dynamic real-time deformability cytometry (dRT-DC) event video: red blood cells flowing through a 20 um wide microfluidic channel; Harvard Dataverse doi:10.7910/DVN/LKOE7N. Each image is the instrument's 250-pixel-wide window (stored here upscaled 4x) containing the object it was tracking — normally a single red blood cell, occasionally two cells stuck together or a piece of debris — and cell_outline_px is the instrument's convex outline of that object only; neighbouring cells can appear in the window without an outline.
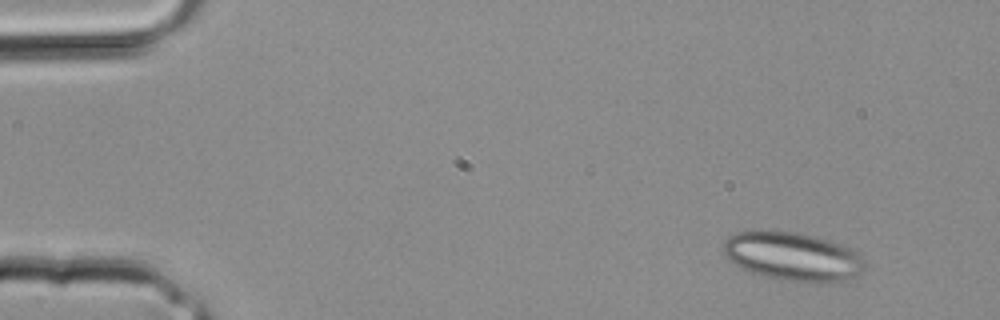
{"species": "common noctule bat (a hibernating species)", "species_latin": "Nyctalus noctula", "temperature_condition": "room temperature", "stored_images_in_passage": 33, "segment_of_instrument_passage": [1, 2], "camera_frame_rate_fps": 3000, "um_per_image_px": 0.085, "animal": {"sex": "male", "body_mass_g": 20.4}, "frame": {"image": 1, "passage_image": 3, "time_ms": 0.667, "image_size_px": [1000, 320], "cell_outline_px": [[864, 268], [860, 272], [848, 280], [832, 284], [812, 284], [780, 280], [764, 276], [752, 272], [728, 260], [724, 252], [724, 240], [728, 236], [736, 232], [760, 228], [800, 232], [816, 236], [852, 248], [864, 260]], "centroid_in_image_um": [67.38, 21.79], "position_along_channel_um": 17.6, "area_um2": 41.21}}